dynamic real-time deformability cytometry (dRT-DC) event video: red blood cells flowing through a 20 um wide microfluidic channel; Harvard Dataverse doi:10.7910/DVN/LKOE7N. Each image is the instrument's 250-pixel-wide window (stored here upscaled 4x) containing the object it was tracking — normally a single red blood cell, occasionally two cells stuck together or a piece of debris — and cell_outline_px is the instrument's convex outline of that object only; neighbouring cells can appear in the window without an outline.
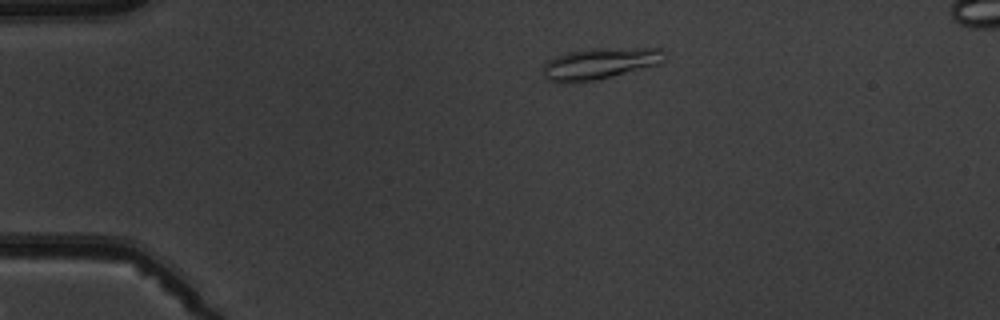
{"species": "common noctule bat (a hibernating species)", "species_latin": "Nyctalus noctula", "temperature_condition": "warm", "stored_images_in_passage": 3, "segment_of_instrument_passage": [2, 2], "camera_frame_rate_fps": 3000, "um_per_image_px": 0.085, "animal": {"sex": "male", "body_mass_g": 19.5, "forearm_length_mm": 54.6}, "frame": {"image": 1, "passage_image": 3, "time_ms": 2.333, "image_size_px": [1000, 320], "cell_outline_px": [[664, 60], [660, 64], [596, 80], [572, 84], [560, 84], [548, 80], [544, 76], [544, 64], [548, 60], [556, 56], [568, 52], [588, 48], [660, 48], [664, 52]], "centroid_in_image_um": [50.95, 5.41], "position_along_channel_um": 34.1, "area_um2": 22.48}}